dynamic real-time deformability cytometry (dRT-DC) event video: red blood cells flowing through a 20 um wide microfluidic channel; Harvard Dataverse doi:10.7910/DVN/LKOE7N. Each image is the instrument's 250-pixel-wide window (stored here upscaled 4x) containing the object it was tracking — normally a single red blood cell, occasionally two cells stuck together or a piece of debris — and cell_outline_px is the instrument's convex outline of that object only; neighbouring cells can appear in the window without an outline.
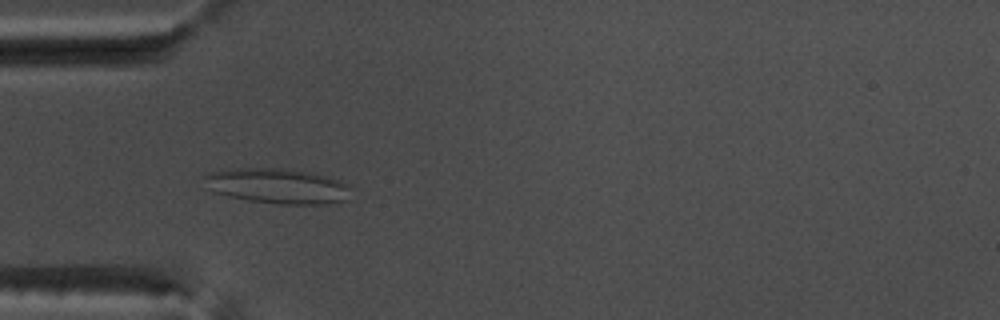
{"species": "common noctule bat (a hibernating species)", "species_latin": "Nyctalus noctula", "temperature_condition": "warm", "stored_images_in_passage": 54, "camera_frame_rate_fps": 3000, "um_per_image_px": 0.085, "animal": {"sex": "male", "body_mass_g": 17.5, "forearm_length_mm": 52.3}, "frame": {"image": 1, "passage_image": 17, "time_ms": 5.333, "image_size_px": [1000, 320], "cell_outline_px": [[352, 188], [348, 200], [324, 204], [280, 204], [248, 200], [228, 196], [200, 188], [200, 176], [208, 172], [236, 168], [284, 168], [308, 172], [328, 176], [340, 180]], "centroid_in_image_um": [23.48, 15.8], "position_along_channel_um": 61.5, "area_um2": 30.92}}
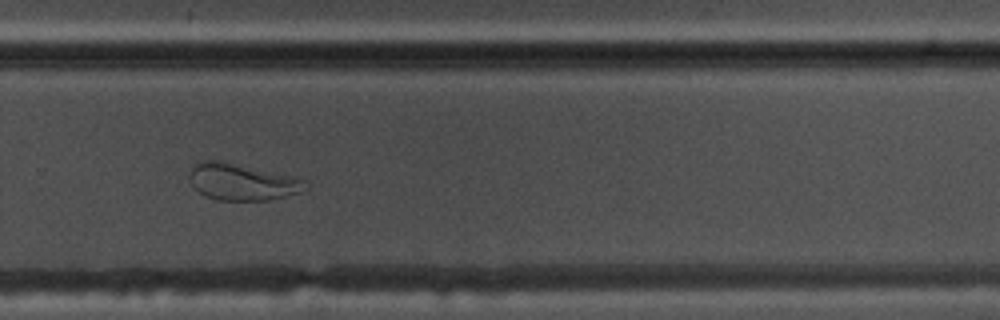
{"frame": {"image": 2, "passage_image": 37, "time_ms": 12.0, "image_size_px": [1000, 320], "cell_outline_px": [[304, 180], [300, 192], [268, 200], [216, 200], [204, 196], [192, 184], [192, 168], [200, 160], [220, 160], [288, 176]], "centroid_in_image_um": [20.49, 15.47], "position_along_channel_um": 309.3, "area_um2": 23.76}}
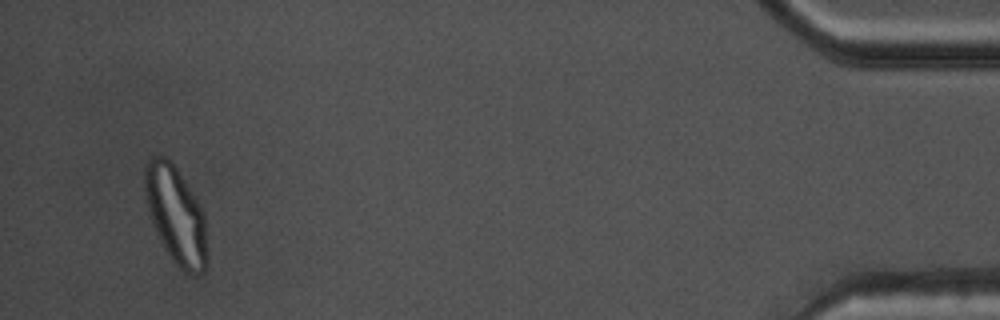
{"frame": {"image": 3, "passage_image": 52, "time_ms": 17.0, "image_size_px": [1000, 320], "cell_outline_px": [[208, 264], [204, 272], [200, 276], [192, 276], [184, 272], [172, 260], [164, 248], [160, 240], [152, 220], [148, 208], [144, 192], [144, 164], [152, 156], [160, 152], [176, 168], [200, 204], [204, 212], [208, 260]], "centroid_in_image_um": [14.96, 18.31], "position_along_channel_um": 420.2, "area_um2": 35.78}}